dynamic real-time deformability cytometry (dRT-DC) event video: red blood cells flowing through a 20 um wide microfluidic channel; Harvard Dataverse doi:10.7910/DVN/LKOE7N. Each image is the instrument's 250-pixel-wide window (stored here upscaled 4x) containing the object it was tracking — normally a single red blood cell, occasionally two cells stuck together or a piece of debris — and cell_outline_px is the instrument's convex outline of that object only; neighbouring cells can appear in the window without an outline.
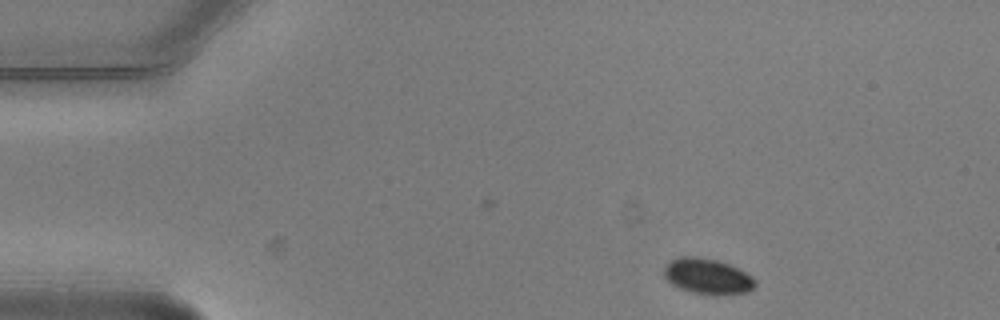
{"species": "common noctule bat (a hibernating species)", "species_latin": "Nyctalus noctula", "temperature_condition": "warm", "stored_images_in_passage": 5, "segment_of_instrument_passage": [1, 2], "camera_frame_rate_fps": 3000, "um_per_image_px": 0.085, "animal": {"sex": "male", "body_mass_g": 20.5, "forearm_length_mm": 52.5}, "frame": {"image": 1, "passage_image": 1, "time_ms": 0.0, "image_size_px": [1000, 320], "cell_outline_px": [[756, 284], [748, 292], [716, 296], [692, 292], [680, 288], [672, 284], [664, 276], [664, 268], [676, 256], [696, 256], [716, 260], [728, 264], [752, 276]], "centroid_in_image_um": [60.13, 23.5], "position_along_channel_um": 24.9, "area_um2": 18.84}}